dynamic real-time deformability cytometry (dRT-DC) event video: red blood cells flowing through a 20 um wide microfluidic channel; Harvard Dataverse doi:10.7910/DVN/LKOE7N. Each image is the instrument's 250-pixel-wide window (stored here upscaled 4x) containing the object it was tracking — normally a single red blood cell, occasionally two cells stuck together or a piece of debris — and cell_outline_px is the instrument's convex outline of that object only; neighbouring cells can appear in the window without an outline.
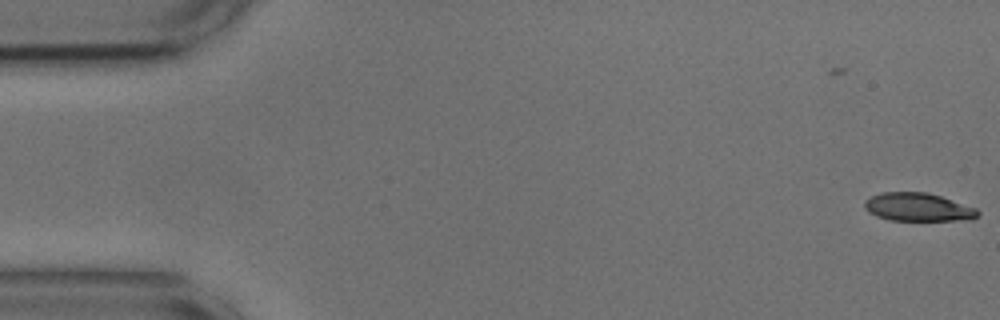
{"species": "common noctule bat (a hibernating species)", "species_latin": "Nyctalus noctula", "temperature_condition": "cold", "stored_images_in_passage": 15, "camera_frame_rate_fps": 3000, "um_per_image_px": 0.085, "animal": {"sex": "male", "body_mass_g": 17.9, "forearm_length_mm": 54.2}, "frame": {"image": 1, "passage_image": 1, "time_ms": 0.0, "image_size_px": [1000, 320], "cell_outline_px": [[980, 216], [972, 220], [888, 220], [876, 216], [868, 212], [864, 208], [864, 200], [872, 196], [884, 192], [928, 192], [976, 208], [980, 212]], "centroid_in_image_um": [78.04, 17.61], "position_along_channel_um": 7.0, "area_um2": 18.73}}
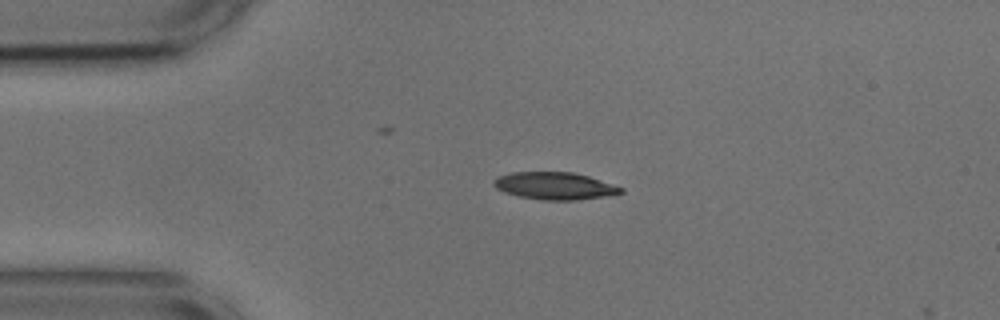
{"frame": {"image": 2, "passage_image": 12, "time_ms": 3.667, "image_size_px": [1000, 320], "cell_outline_px": [[624, 192], [616, 196], [576, 200], [544, 200], [520, 196], [504, 192], [496, 188], [492, 184], [492, 180], [496, 176], [512, 172], [572, 172], [588, 176], [624, 188]], "centroid_in_image_um": [47.18, 15.8], "position_along_channel_um": 37.8, "area_um2": 20.52}}